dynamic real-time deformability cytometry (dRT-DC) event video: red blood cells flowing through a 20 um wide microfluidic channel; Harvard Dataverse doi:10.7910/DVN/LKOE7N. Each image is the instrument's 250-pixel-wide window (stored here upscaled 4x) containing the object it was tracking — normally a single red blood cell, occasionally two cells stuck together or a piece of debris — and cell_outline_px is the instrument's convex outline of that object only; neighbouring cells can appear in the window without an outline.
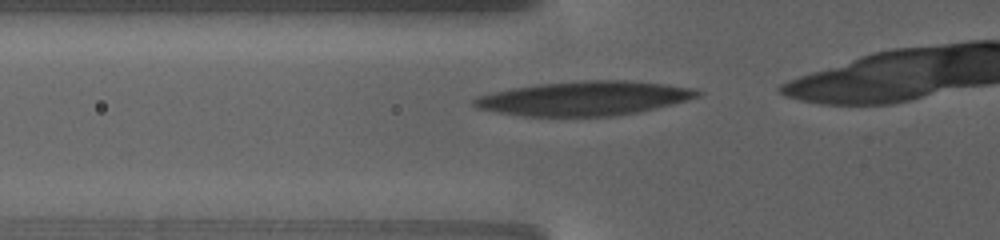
{"species": "human", "species_latin": "Homo sapiens", "temperature_condition": "warm", "stored_images_in_passage": 8, "camera_frame_rate_fps": 3000, "um_per_image_px": 0.085, "donor": {"sex": "female"}, "frame": {"image": 1, "passage_image": 2, "time_ms": 0.333, "image_size_px": [1000, 240], "cell_outline_px": [[704, 92], [700, 96], [672, 104], [656, 108], [636, 112], [612, 116], [520, 116], [496, 112], [476, 108], [472, 104], [472, 100], [476, 96], [512, 88], [540, 84], [580, 80], [628, 80], [668, 84], [696, 88]], "centroid_in_image_um": [49.68, 8.35], "position_along_channel_um": 76.1, "area_um2": 44.8}}
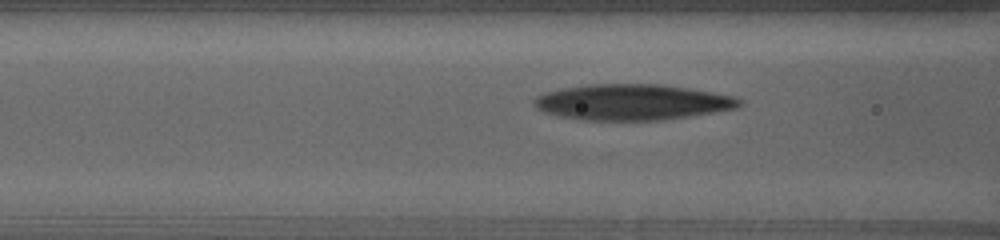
{"frame": {"image": 2, "passage_image": 5, "time_ms": 1.667, "image_size_px": [1000, 240], "cell_outline_px": [[744, 100], [736, 108], [664, 120], [584, 120], [560, 116], [544, 112], [536, 108], [532, 100], [536, 96], [544, 92], [564, 88], [588, 84], [660, 84], [688, 88], [712, 92], [732, 96]], "centroid_in_image_um": [53.7, 8.68], "position_along_channel_um": 112.9, "area_um2": 42.71}}